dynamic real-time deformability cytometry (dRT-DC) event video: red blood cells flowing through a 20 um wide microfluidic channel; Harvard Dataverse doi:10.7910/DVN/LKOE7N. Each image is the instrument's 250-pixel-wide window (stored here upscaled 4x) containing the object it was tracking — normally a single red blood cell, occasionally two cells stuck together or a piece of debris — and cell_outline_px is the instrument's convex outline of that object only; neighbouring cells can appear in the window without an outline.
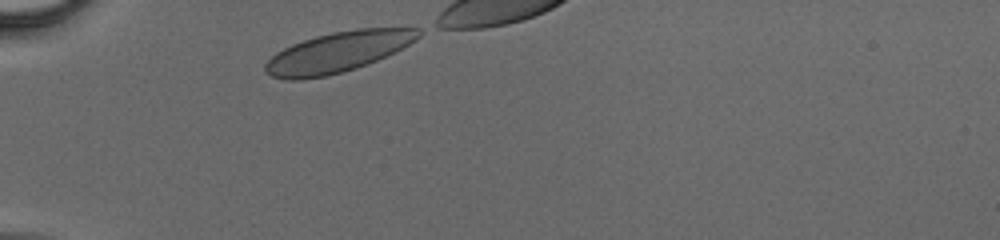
{"species": "human", "species_latin": "Homo sapiens", "temperature_condition": "cold", "stored_images_in_passage": 9, "camera_frame_rate_fps": 3000, "um_per_image_px": 0.085, "donor": {"sex": "male"}, "frame": {"image": 1, "passage_image": 1, "time_ms": 0.0, "image_size_px": [1000, 240], "cell_outline_px": [[420, 36], [416, 40], [376, 60], [356, 68], [344, 72], [328, 76], [300, 80], [288, 80], [272, 76], [264, 72], [264, 64], [276, 52], [292, 44], [316, 36], [332, 32], [360, 28], [420, 28]], "centroid_in_image_um": [28.66, 4.44], "position_along_channel_um": 56.3, "area_um2": 35.78}}
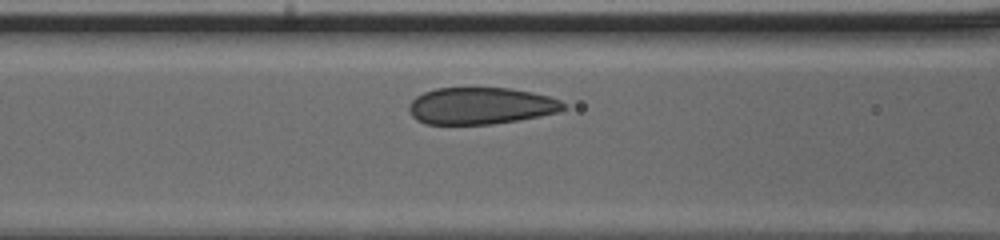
{"frame": {"image": 2, "passage_image": 7, "time_ms": 2.0, "image_size_px": [1000, 240], "cell_outline_px": [[568, 108], [560, 112], [520, 120], [492, 124], [424, 124], [416, 120], [408, 112], [408, 104], [416, 96], [424, 92], [436, 88], [508, 88], [532, 92], [548, 96], [560, 100]], "centroid_in_image_um": [40.86, 9.0], "position_along_channel_um": 125.7, "area_um2": 33.47}}